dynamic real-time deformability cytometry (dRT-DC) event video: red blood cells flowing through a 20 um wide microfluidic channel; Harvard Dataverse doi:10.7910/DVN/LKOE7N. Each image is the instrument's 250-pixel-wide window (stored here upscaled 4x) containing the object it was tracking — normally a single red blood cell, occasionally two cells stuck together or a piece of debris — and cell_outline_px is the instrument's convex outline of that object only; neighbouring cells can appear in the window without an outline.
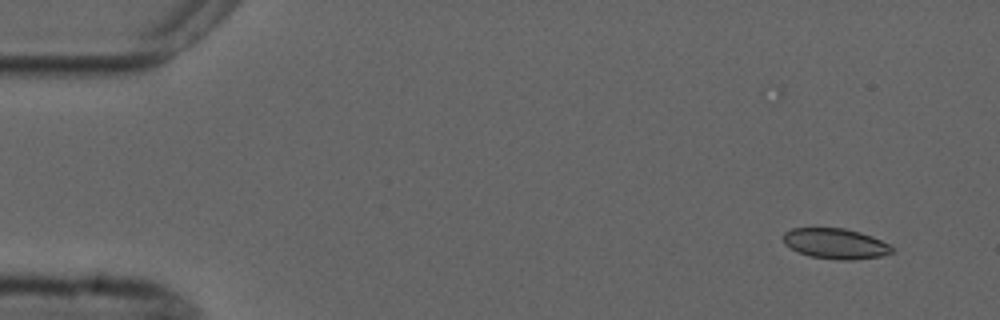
{"species": "common noctule bat (a hibernating species)", "species_latin": "Nyctalus noctula", "temperature_condition": "cold", "stored_images_in_passage": 4, "camera_frame_rate_fps": 3000, "um_per_image_px": 0.085, "animal": {"sex": "male", "forearm_length_mm": 52.5}, "frame": {"image": 1, "passage_image": 1, "time_ms": 0.0, "image_size_px": [1000, 320], "cell_outline_px": [[892, 252], [880, 256], [852, 260], [840, 260], [808, 256], [784, 244], [784, 232], [792, 228], [844, 228], [860, 232], [872, 236], [888, 244], [892, 248]], "centroid_in_image_um": [71.0, 20.7], "position_along_channel_um": 14.0, "area_um2": 19.07}}
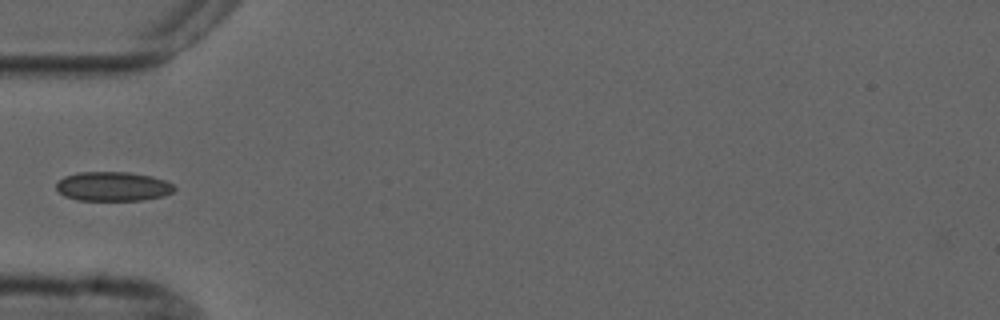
{"frame": {"image": 2, "passage_image": 4, "time_ms": 4.667, "image_size_px": [1000, 320], "cell_outline_px": [[176, 188], [172, 192], [164, 196], [144, 200], [76, 200], [64, 196], [56, 188], [56, 184], [64, 176], [80, 172], [128, 172], [152, 176], [164, 180], [172, 184]], "centroid_in_image_um": [9.6, 15.85], "position_along_channel_um": 75.4, "area_um2": 20.17}}